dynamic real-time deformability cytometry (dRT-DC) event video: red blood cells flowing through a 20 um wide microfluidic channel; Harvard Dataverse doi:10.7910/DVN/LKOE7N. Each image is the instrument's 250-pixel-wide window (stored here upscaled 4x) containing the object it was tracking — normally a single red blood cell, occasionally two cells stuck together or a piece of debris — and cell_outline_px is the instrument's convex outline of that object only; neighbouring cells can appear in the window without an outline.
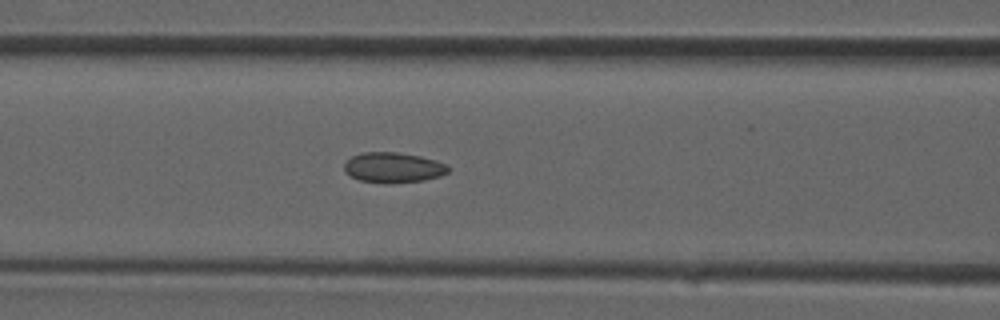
{"species": "common noctule bat (a hibernating species)", "species_latin": "Nyctalus noctula", "temperature_condition": "room temperature", "stored_images_in_passage": 36, "camera_frame_rate_fps": 3000, "um_per_image_px": 0.085, "animal": {"sex": "male", "forearm_length_mm": 52.5}, "frame": {"image": 1, "passage_image": 14, "time_ms": 4.333, "image_size_px": [1000, 320], "cell_outline_px": [[452, 168], [448, 172], [440, 176], [424, 180], [360, 180], [344, 172], [344, 164], [352, 156], [364, 152], [396, 152], [420, 156], [436, 160]], "centroid_in_image_um": [33.45, 14.18], "position_along_channel_um": 133.1, "area_um2": 17.46}}
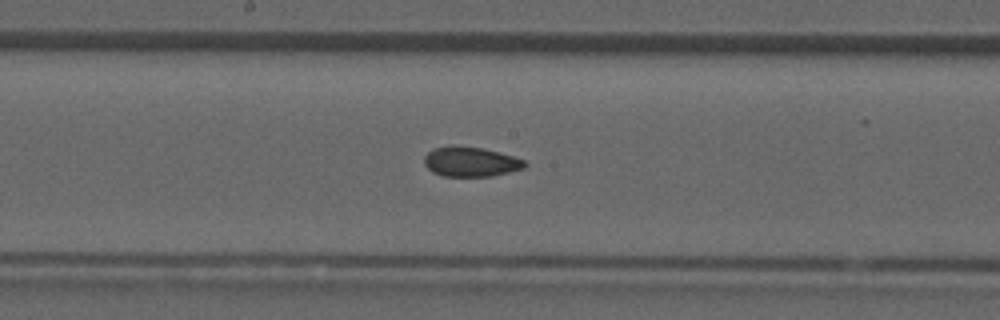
{"frame": {"image": 2, "passage_image": 18, "time_ms": 5.667, "image_size_px": [1000, 320], "cell_outline_px": [[528, 164], [524, 168], [492, 176], [444, 176], [432, 172], [424, 164], [424, 156], [432, 148], [452, 144], [456, 144], [480, 148], [512, 156], [524, 160]], "centroid_in_image_um": [39.95, 13.73], "position_along_channel_um": 208.2, "area_um2": 17.51}}
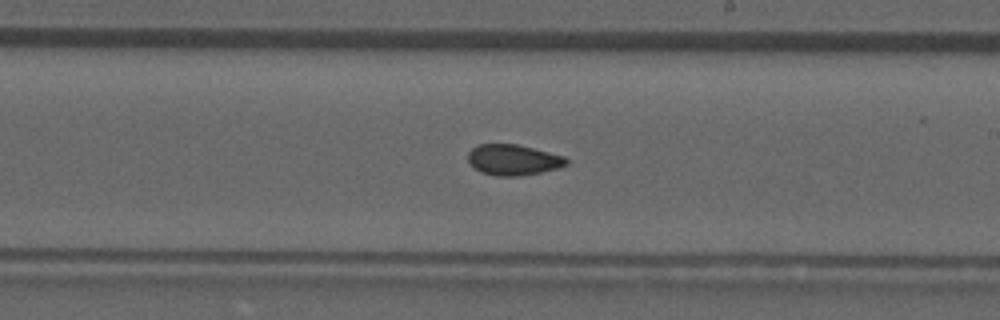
{"frame": {"image": 3, "passage_image": 20, "time_ms": 6.333, "image_size_px": [1000, 320], "cell_outline_px": [[568, 164], [556, 168], [540, 172], [520, 176], [496, 176], [480, 172], [468, 160], [468, 152], [476, 144], [516, 144], [564, 156], [568, 160]], "centroid_in_image_um": [43.6, 13.58], "position_along_channel_um": 245.4, "area_um2": 17.46}}